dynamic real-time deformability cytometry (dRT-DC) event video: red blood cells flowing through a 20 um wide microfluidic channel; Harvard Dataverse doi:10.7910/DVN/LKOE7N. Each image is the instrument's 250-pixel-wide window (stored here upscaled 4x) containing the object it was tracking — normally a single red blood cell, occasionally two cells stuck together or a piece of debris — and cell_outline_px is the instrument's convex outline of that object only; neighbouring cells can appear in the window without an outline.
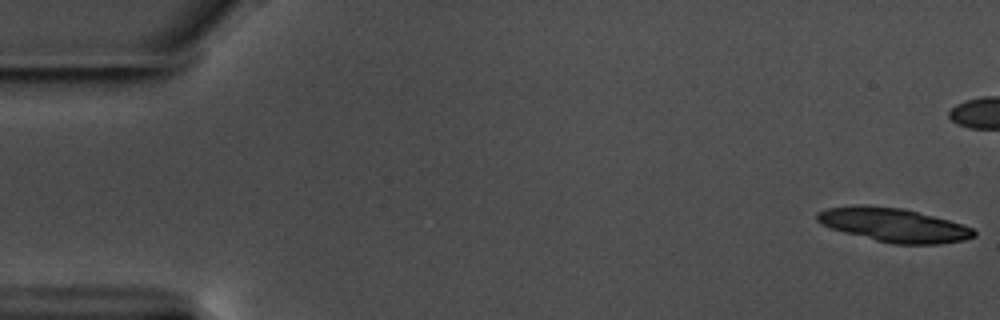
{"species": "common noctule bat (a hibernating species)", "species_latin": "Nyctalus noctula", "temperature_condition": "warm", "stored_images_in_passage": 46, "camera_frame_rate_fps": 3000, "um_per_image_px": 0.085, "animal": {"sex": "male", "body_mass_g": 17.5, "forearm_length_mm": 52.3}, "frame": {"image": 1, "passage_image": 1, "time_ms": 0.0, "image_size_px": [1000, 320], "cell_outline_px": [[976, 236], [964, 240], [940, 244], [892, 244], [844, 232], [820, 224], [816, 220], [816, 216], [820, 212], [828, 208], [856, 204], [864, 204], [900, 208], [948, 220], [972, 228], [976, 232]], "centroid_in_image_um": [75.95, 19.12], "position_along_channel_um": 9.1, "area_um2": 30.63}}